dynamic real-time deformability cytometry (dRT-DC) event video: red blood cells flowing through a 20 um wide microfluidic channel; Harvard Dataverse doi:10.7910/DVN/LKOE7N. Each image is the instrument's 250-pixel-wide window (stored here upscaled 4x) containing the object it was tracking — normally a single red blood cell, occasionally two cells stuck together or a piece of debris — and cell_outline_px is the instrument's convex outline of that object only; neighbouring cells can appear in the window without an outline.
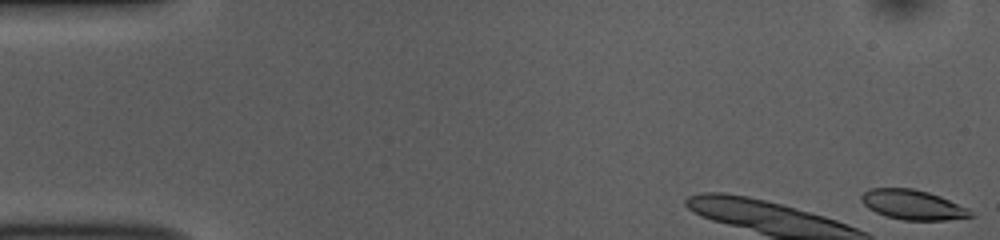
{"species": "common noctule bat (a hibernating species)", "species_latin": "Nyctalus noctula", "temperature_condition": "room temperature", "stored_images_in_passage": 38, "camera_frame_rate_fps": 3000, "um_per_image_px": 0.085, "animal": {"sex": "female", "body_mass_g": 10.0, "forearm_length_mm": 53.1}, "frame": {"image": 1, "passage_image": 1, "time_ms": 0.0, "image_size_px": [1000, 240], "cell_outline_px": [[976, 216], [944, 220], [904, 220], [888, 216], [876, 212], [868, 208], [860, 200], [860, 196], [864, 192], [872, 188], [912, 188], [928, 192], [940, 196], [968, 208]], "centroid_in_image_um": [77.59, 17.4], "position_along_channel_um": 7.4, "area_um2": 18.84}}
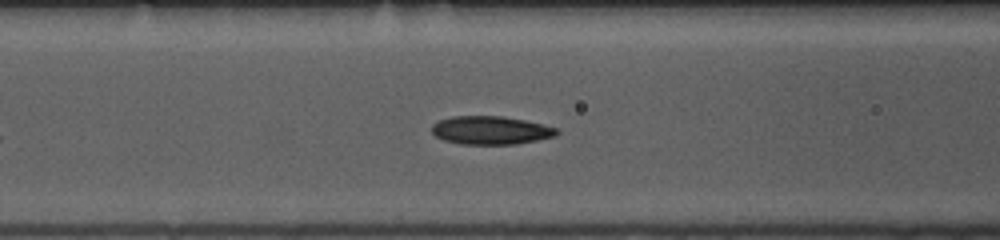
{"frame": {"image": 2, "passage_image": 21, "time_ms": 6.667, "image_size_px": [1000, 240], "cell_outline_px": [[560, 132], [556, 136], [516, 144], [460, 144], [444, 140], [436, 136], [432, 132], [432, 124], [440, 120], [452, 116], [500, 116], [524, 120], [544, 124], [556, 128]], "centroid_in_image_um": [41.72, 11.07], "position_along_channel_um": 124.9, "area_um2": 20.58}}
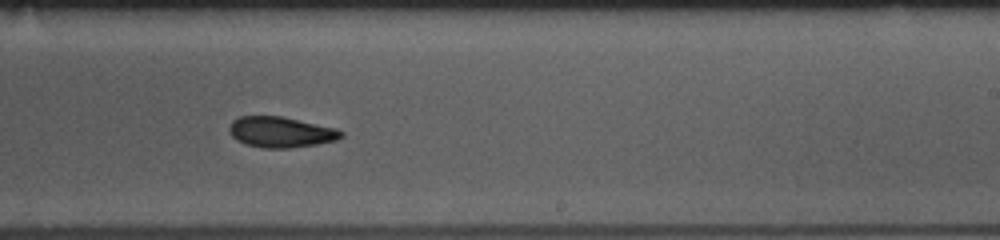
{"frame": {"image": 3, "passage_image": 32, "time_ms": 10.333, "image_size_px": [1000, 240], "cell_outline_px": [[344, 136], [336, 140], [316, 144], [288, 148], [264, 148], [244, 144], [236, 140], [228, 132], [228, 128], [232, 120], [240, 116], [280, 116], [336, 128], [344, 132]], "centroid_in_image_um": [23.83, 11.23], "position_along_channel_um": 265.2, "area_um2": 20.06}}